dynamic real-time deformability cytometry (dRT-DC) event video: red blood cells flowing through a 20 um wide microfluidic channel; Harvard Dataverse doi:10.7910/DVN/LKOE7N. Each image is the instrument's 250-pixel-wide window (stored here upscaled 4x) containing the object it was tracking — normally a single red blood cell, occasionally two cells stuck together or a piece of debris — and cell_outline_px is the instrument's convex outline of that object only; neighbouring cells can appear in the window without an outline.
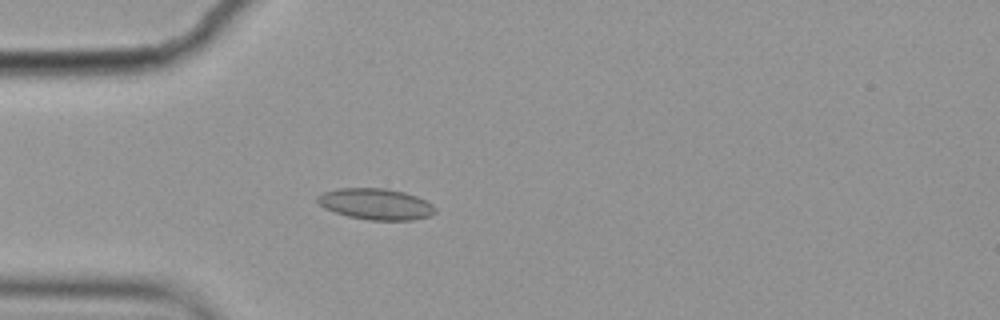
{"species": "common noctule bat (a hibernating species)", "species_latin": "Nyctalus noctula", "temperature_condition": "cold", "stored_images_in_passage": 5, "camera_frame_rate_fps": 3000, "um_per_image_px": 0.085, "animal": {"sex": "female", "body_mass_g": 19.9}, "frame": {"image": 1, "passage_image": 5, "time_ms": 1.333, "image_size_px": [1000, 320], "cell_outline_px": [[436, 212], [428, 216], [412, 220], [368, 220], [348, 216], [324, 208], [316, 200], [316, 196], [324, 192], [336, 188], [384, 188], [404, 192], [416, 196], [432, 204], [436, 208]], "centroid_in_image_um": [31.93, 17.34], "position_along_channel_um": 53.1, "area_um2": 21.33}}